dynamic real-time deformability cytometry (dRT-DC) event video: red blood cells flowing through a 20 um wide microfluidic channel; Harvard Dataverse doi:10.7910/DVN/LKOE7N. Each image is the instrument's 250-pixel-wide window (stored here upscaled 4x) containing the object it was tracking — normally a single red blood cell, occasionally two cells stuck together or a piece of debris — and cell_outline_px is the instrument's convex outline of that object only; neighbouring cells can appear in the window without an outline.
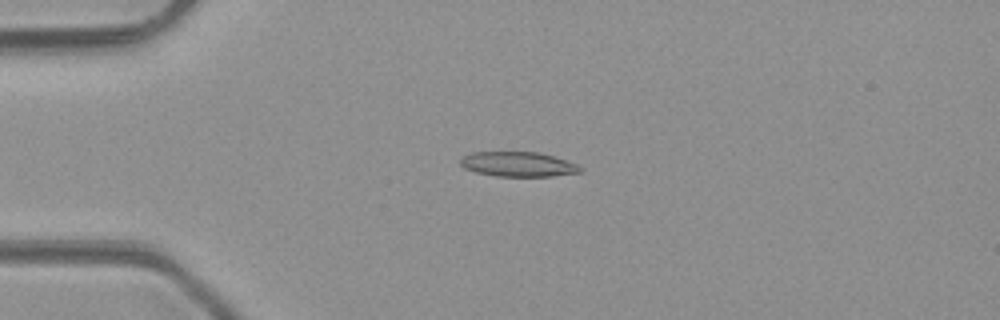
{"species": "common noctule bat (a hibernating species)", "species_latin": "Nyctalus noctula", "temperature_condition": "room temperature", "stored_images_in_passage": 5, "camera_frame_rate_fps": 3000, "um_per_image_px": 0.085, "animal": {"sex": "male", "body_mass_g": 23.1, "forearm_length_mm": 52.7}, "frame": {"image": 1, "passage_image": 2, "time_ms": 1.0, "image_size_px": [1000, 320], "cell_outline_px": [[584, 172], [552, 176], [496, 176], [476, 172], [464, 168], [460, 164], [460, 156], [472, 152], [540, 152], [576, 164], [584, 168]], "centroid_in_image_um": [44.03, 13.96], "position_along_channel_um": 41.0, "area_um2": 17.4}}
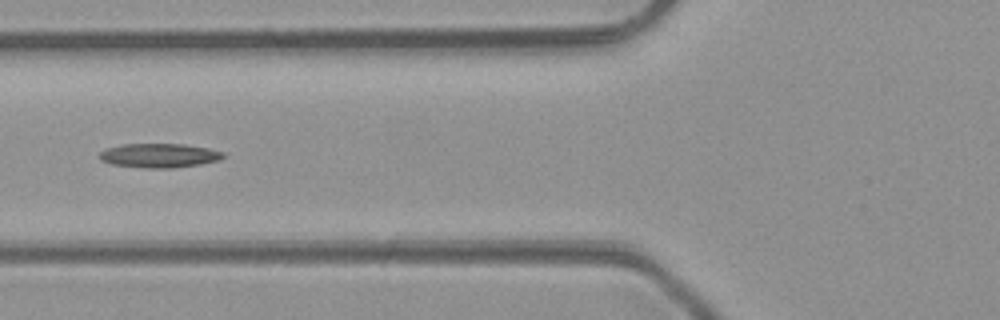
{"frame": {"image": 2, "passage_image": 4, "time_ms": 3.333, "image_size_px": [1000, 320], "cell_outline_px": [[224, 156], [220, 160], [200, 164], [172, 168], [144, 168], [112, 164], [100, 160], [100, 152], [108, 148], [120, 144], [184, 144], [208, 148], [224, 152]], "centroid_in_image_um": [13.54, 13.22], "position_along_channel_um": 112.3, "area_um2": 17.4}}
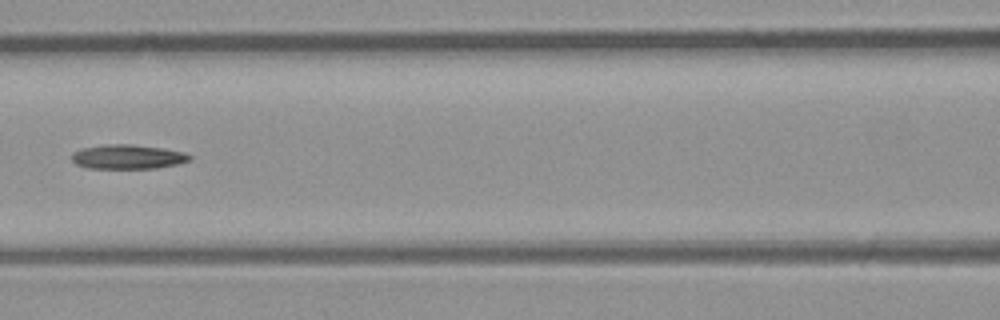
{"frame": {"image": 3, "passage_image": 5, "time_ms": 4.333, "image_size_px": [1000, 320], "cell_outline_px": [[192, 160], [180, 164], [156, 168], [88, 168], [76, 164], [72, 160], [72, 152], [80, 148], [104, 144], [132, 144], [164, 148], [184, 152], [192, 156]], "centroid_in_image_um": [10.88, 13.32], "position_along_channel_um": 155.7, "area_um2": 16.99}}